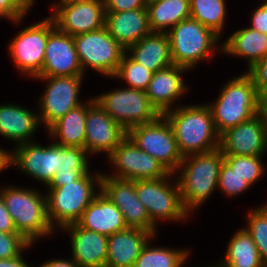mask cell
I'll list each match as a JSON object with an SVG mask.
<instances>
[{"label":"cell","mask_w":267,"mask_h":267,"mask_svg":"<svg viewBox=\"0 0 267 267\" xmlns=\"http://www.w3.org/2000/svg\"><path fill=\"white\" fill-rule=\"evenodd\" d=\"M49 17L22 29L10 42L9 51L16 67L32 78L41 73L48 36L55 30Z\"/></svg>","instance_id":"cell-11"},{"label":"cell","mask_w":267,"mask_h":267,"mask_svg":"<svg viewBox=\"0 0 267 267\" xmlns=\"http://www.w3.org/2000/svg\"><path fill=\"white\" fill-rule=\"evenodd\" d=\"M101 176V173L93 176L89 172L74 183L48 187L47 215L53 229L57 224L62 229L80 220L85 209L98 195L94 187L98 185L101 190Z\"/></svg>","instance_id":"cell-5"},{"label":"cell","mask_w":267,"mask_h":267,"mask_svg":"<svg viewBox=\"0 0 267 267\" xmlns=\"http://www.w3.org/2000/svg\"><path fill=\"white\" fill-rule=\"evenodd\" d=\"M154 237L142 229L127 228L108 237L106 267H133L143 247Z\"/></svg>","instance_id":"cell-24"},{"label":"cell","mask_w":267,"mask_h":267,"mask_svg":"<svg viewBox=\"0 0 267 267\" xmlns=\"http://www.w3.org/2000/svg\"><path fill=\"white\" fill-rule=\"evenodd\" d=\"M168 178L135 180L136 193L146 207L151 222L160 220L180 221L188 216L184 209L178 181L169 185Z\"/></svg>","instance_id":"cell-10"},{"label":"cell","mask_w":267,"mask_h":267,"mask_svg":"<svg viewBox=\"0 0 267 267\" xmlns=\"http://www.w3.org/2000/svg\"><path fill=\"white\" fill-rule=\"evenodd\" d=\"M73 40L83 73L89 66L113 78L126 51L108 33L105 26L99 30L75 35Z\"/></svg>","instance_id":"cell-9"},{"label":"cell","mask_w":267,"mask_h":267,"mask_svg":"<svg viewBox=\"0 0 267 267\" xmlns=\"http://www.w3.org/2000/svg\"><path fill=\"white\" fill-rule=\"evenodd\" d=\"M225 255L223 262L215 267H267L252 236L244 227L231 238Z\"/></svg>","instance_id":"cell-29"},{"label":"cell","mask_w":267,"mask_h":267,"mask_svg":"<svg viewBox=\"0 0 267 267\" xmlns=\"http://www.w3.org/2000/svg\"><path fill=\"white\" fill-rule=\"evenodd\" d=\"M207 105L219 135L262 111L255 85L247 73L227 82L215 103Z\"/></svg>","instance_id":"cell-3"},{"label":"cell","mask_w":267,"mask_h":267,"mask_svg":"<svg viewBox=\"0 0 267 267\" xmlns=\"http://www.w3.org/2000/svg\"><path fill=\"white\" fill-rule=\"evenodd\" d=\"M16 148L11 153V165H17L18 169L47 187L58 171V144L51 143L43 147L30 141Z\"/></svg>","instance_id":"cell-18"},{"label":"cell","mask_w":267,"mask_h":267,"mask_svg":"<svg viewBox=\"0 0 267 267\" xmlns=\"http://www.w3.org/2000/svg\"><path fill=\"white\" fill-rule=\"evenodd\" d=\"M247 74L252 78L261 99L267 93V56L248 69Z\"/></svg>","instance_id":"cell-40"},{"label":"cell","mask_w":267,"mask_h":267,"mask_svg":"<svg viewBox=\"0 0 267 267\" xmlns=\"http://www.w3.org/2000/svg\"><path fill=\"white\" fill-rule=\"evenodd\" d=\"M3 200L16 227L28 242L52 234L54 231L47 215V196L32 188L3 187Z\"/></svg>","instance_id":"cell-4"},{"label":"cell","mask_w":267,"mask_h":267,"mask_svg":"<svg viewBox=\"0 0 267 267\" xmlns=\"http://www.w3.org/2000/svg\"><path fill=\"white\" fill-rule=\"evenodd\" d=\"M156 1H160V0H147V2H156Z\"/></svg>","instance_id":"cell-50"},{"label":"cell","mask_w":267,"mask_h":267,"mask_svg":"<svg viewBox=\"0 0 267 267\" xmlns=\"http://www.w3.org/2000/svg\"><path fill=\"white\" fill-rule=\"evenodd\" d=\"M16 105H0V134L17 145L30 142L40 123L38 114Z\"/></svg>","instance_id":"cell-26"},{"label":"cell","mask_w":267,"mask_h":267,"mask_svg":"<svg viewBox=\"0 0 267 267\" xmlns=\"http://www.w3.org/2000/svg\"><path fill=\"white\" fill-rule=\"evenodd\" d=\"M100 191L118 207L128 228L142 229L155 236L156 226L137 196L135 181L115 179L102 174Z\"/></svg>","instance_id":"cell-15"},{"label":"cell","mask_w":267,"mask_h":267,"mask_svg":"<svg viewBox=\"0 0 267 267\" xmlns=\"http://www.w3.org/2000/svg\"><path fill=\"white\" fill-rule=\"evenodd\" d=\"M0 231L5 233H18L13 219L6 209L2 192H0Z\"/></svg>","instance_id":"cell-43"},{"label":"cell","mask_w":267,"mask_h":267,"mask_svg":"<svg viewBox=\"0 0 267 267\" xmlns=\"http://www.w3.org/2000/svg\"><path fill=\"white\" fill-rule=\"evenodd\" d=\"M0 267H29V265L24 261L21 253L17 257L0 259Z\"/></svg>","instance_id":"cell-44"},{"label":"cell","mask_w":267,"mask_h":267,"mask_svg":"<svg viewBox=\"0 0 267 267\" xmlns=\"http://www.w3.org/2000/svg\"><path fill=\"white\" fill-rule=\"evenodd\" d=\"M116 168L115 175L121 180L160 179L174 175L158 160L139 149L127 136L107 157Z\"/></svg>","instance_id":"cell-12"},{"label":"cell","mask_w":267,"mask_h":267,"mask_svg":"<svg viewBox=\"0 0 267 267\" xmlns=\"http://www.w3.org/2000/svg\"><path fill=\"white\" fill-rule=\"evenodd\" d=\"M224 156H259L267 149V113L261 111L251 119L227 129L220 135Z\"/></svg>","instance_id":"cell-14"},{"label":"cell","mask_w":267,"mask_h":267,"mask_svg":"<svg viewBox=\"0 0 267 267\" xmlns=\"http://www.w3.org/2000/svg\"><path fill=\"white\" fill-rule=\"evenodd\" d=\"M225 13V0H190V17L218 36L224 28Z\"/></svg>","instance_id":"cell-32"},{"label":"cell","mask_w":267,"mask_h":267,"mask_svg":"<svg viewBox=\"0 0 267 267\" xmlns=\"http://www.w3.org/2000/svg\"><path fill=\"white\" fill-rule=\"evenodd\" d=\"M84 76H55L35 77L47 80V87L40 99V124L44 122L45 128H49L69 110L82 103L78 99L80 86Z\"/></svg>","instance_id":"cell-13"},{"label":"cell","mask_w":267,"mask_h":267,"mask_svg":"<svg viewBox=\"0 0 267 267\" xmlns=\"http://www.w3.org/2000/svg\"><path fill=\"white\" fill-rule=\"evenodd\" d=\"M127 137V131L114 121L93 99L87 103L86 138L84 149L88 153H107Z\"/></svg>","instance_id":"cell-17"},{"label":"cell","mask_w":267,"mask_h":267,"mask_svg":"<svg viewBox=\"0 0 267 267\" xmlns=\"http://www.w3.org/2000/svg\"><path fill=\"white\" fill-rule=\"evenodd\" d=\"M220 48L224 54L247 58L250 69L267 56V35L247 27L234 32Z\"/></svg>","instance_id":"cell-27"},{"label":"cell","mask_w":267,"mask_h":267,"mask_svg":"<svg viewBox=\"0 0 267 267\" xmlns=\"http://www.w3.org/2000/svg\"><path fill=\"white\" fill-rule=\"evenodd\" d=\"M94 100L126 131L150 123L161 115L150 103L145 91L129 87L95 96Z\"/></svg>","instance_id":"cell-8"},{"label":"cell","mask_w":267,"mask_h":267,"mask_svg":"<svg viewBox=\"0 0 267 267\" xmlns=\"http://www.w3.org/2000/svg\"><path fill=\"white\" fill-rule=\"evenodd\" d=\"M11 167V153L0 149V172Z\"/></svg>","instance_id":"cell-46"},{"label":"cell","mask_w":267,"mask_h":267,"mask_svg":"<svg viewBox=\"0 0 267 267\" xmlns=\"http://www.w3.org/2000/svg\"><path fill=\"white\" fill-rule=\"evenodd\" d=\"M127 136L139 149L158 160L170 173L177 172L183 156L179 152L173 129L164 115L150 123L130 128Z\"/></svg>","instance_id":"cell-7"},{"label":"cell","mask_w":267,"mask_h":267,"mask_svg":"<svg viewBox=\"0 0 267 267\" xmlns=\"http://www.w3.org/2000/svg\"><path fill=\"white\" fill-rule=\"evenodd\" d=\"M251 15L250 28L267 35V2L259 5Z\"/></svg>","instance_id":"cell-42"},{"label":"cell","mask_w":267,"mask_h":267,"mask_svg":"<svg viewBox=\"0 0 267 267\" xmlns=\"http://www.w3.org/2000/svg\"><path fill=\"white\" fill-rule=\"evenodd\" d=\"M73 36L55 29L49 36L37 77L83 76Z\"/></svg>","instance_id":"cell-19"},{"label":"cell","mask_w":267,"mask_h":267,"mask_svg":"<svg viewBox=\"0 0 267 267\" xmlns=\"http://www.w3.org/2000/svg\"><path fill=\"white\" fill-rule=\"evenodd\" d=\"M34 0H0V17L19 24L31 8Z\"/></svg>","instance_id":"cell-39"},{"label":"cell","mask_w":267,"mask_h":267,"mask_svg":"<svg viewBox=\"0 0 267 267\" xmlns=\"http://www.w3.org/2000/svg\"><path fill=\"white\" fill-rule=\"evenodd\" d=\"M88 152L84 148L63 147L58 145V171L47 187H61L74 183L89 173Z\"/></svg>","instance_id":"cell-31"},{"label":"cell","mask_w":267,"mask_h":267,"mask_svg":"<svg viewBox=\"0 0 267 267\" xmlns=\"http://www.w3.org/2000/svg\"><path fill=\"white\" fill-rule=\"evenodd\" d=\"M147 0H104L106 12H124L147 8Z\"/></svg>","instance_id":"cell-41"},{"label":"cell","mask_w":267,"mask_h":267,"mask_svg":"<svg viewBox=\"0 0 267 267\" xmlns=\"http://www.w3.org/2000/svg\"><path fill=\"white\" fill-rule=\"evenodd\" d=\"M55 28L70 36L99 30L105 25L104 0L52 6Z\"/></svg>","instance_id":"cell-16"},{"label":"cell","mask_w":267,"mask_h":267,"mask_svg":"<svg viewBox=\"0 0 267 267\" xmlns=\"http://www.w3.org/2000/svg\"><path fill=\"white\" fill-rule=\"evenodd\" d=\"M147 9L152 32L167 33L169 26L171 29L180 21L190 18V0L148 2Z\"/></svg>","instance_id":"cell-30"},{"label":"cell","mask_w":267,"mask_h":267,"mask_svg":"<svg viewBox=\"0 0 267 267\" xmlns=\"http://www.w3.org/2000/svg\"><path fill=\"white\" fill-rule=\"evenodd\" d=\"M188 254L187 250L150 247L147 242L133 267H182Z\"/></svg>","instance_id":"cell-33"},{"label":"cell","mask_w":267,"mask_h":267,"mask_svg":"<svg viewBox=\"0 0 267 267\" xmlns=\"http://www.w3.org/2000/svg\"><path fill=\"white\" fill-rule=\"evenodd\" d=\"M128 52L134 61L154 73L173 64L166 33L152 32L129 47Z\"/></svg>","instance_id":"cell-25"},{"label":"cell","mask_w":267,"mask_h":267,"mask_svg":"<svg viewBox=\"0 0 267 267\" xmlns=\"http://www.w3.org/2000/svg\"><path fill=\"white\" fill-rule=\"evenodd\" d=\"M261 110L267 113V100H260Z\"/></svg>","instance_id":"cell-48"},{"label":"cell","mask_w":267,"mask_h":267,"mask_svg":"<svg viewBox=\"0 0 267 267\" xmlns=\"http://www.w3.org/2000/svg\"><path fill=\"white\" fill-rule=\"evenodd\" d=\"M30 245L20 233H5L0 231V259L19 256L22 250Z\"/></svg>","instance_id":"cell-38"},{"label":"cell","mask_w":267,"mask_h":267,"mask_svg":"<svg viewBox=\"0 0 267 267\" xmlns=\"http://www.w3.org/2000/svg\"><path fill=\"white\" fill-rule=\"evenodd\" d=\"M187 70L172 64L153 74L145 92L150 103L161 115L169 111L172 102L184 94L186 86L181 74Z\"/></svg>","instance_id":"cell-22"},{"label":"cell","mask_w":267,"mask_h":267,"mask_svg":"<svg viewBox=\"0 0 267 267\" xmlns=\"http://www.w3.org/2000/svg\"><path fill=\"white\" fill-rule=\"evenodd\" d=\"M245 228L256 244L261 260L267 266V209L264 206L249 212Z\"/></svg>","instance_id":"cell-35"},{"label":"cell","mask_w":267,"mask_h":267,"mask_svg":"<svg viewBox=\"0 0 267 267\" xmlns=\"http://www.w3.org/2000/svg\"><path fill=\"white\" fill-rule=\"evenodd\" d=\"M170 123L182 156L205 153L220 147L212 112L208 105L174 108L163 114Z\"/></svg>","instance_id":"cell-1"},{"label":"cell","mask_w":267,"mask_h":267,"mask_svg":"<svg viewBox=\"0 0 267 267\" xmlns=\"http://www.w3.org/2000/svg\"><path fill=\"white\" fill-rule=\"evenodd\" d=\"M153 74L154 72L134 61L125 52L113 77L126 80L130 86L129 88L146 91Z\"/></svg>","instance_id":"cell-34"},{"label":"cell","mask_w":267,"mask_h":267,"mask_svg":"<svg viewBox=\"0 0 267 267\" xmlns=\"http://www.w3.org/2000/svg\"><path fill=\"white\" fill-rule=\"evenodd\" d=\"M77 224L107 237L128 228L118 207L101 191H98Z\"/></svg>","instance_id":"cell-23"},{"label":"cell","mask_w":267,"mask_h":267,"mask_svg":"<svg viewBox=\"0 0 267 267\" xmlns=\"http://www.w3.org/2000/svg\"><path fill=\"white\" fill-rule=\"evenodd\" d=\"M87 104L84 103L69 110L63 117L53 123L47 130L54 143L63 147L84 148L86 138ZM59 138V140L57 139ZM58 141V142H57Z\"/></svg>","instance_id":"cell-28"},{"label":"cell","mask_w":267,"mask_h":267,"mask_svg":"<svg viewBox=\"0 0 267 267\" xmlns=\"http://www.w3.org/2000/svg\"><path fill=\"white\" fill-rule=\"evenodd\" d=\"M223 161L224 154L220 148L183 157L177 170H181V174L177 179L182 203L188 213L205 202L217 188Z\"/></svg>","instance_id":"cell-2"},{"label":"cell","mask_w":267,"mask_h":267,"mask_svg":"<svg viewBox=\"0 0 267 267\" xmlns=\"http://www.w3.org/2000/svg\"><path fill=\"white\" fill-rule=\"evenodd\" d=\"M217 187L225 192V195L227 194V196L232 197L248 190L251 185L237 172H235L234 169L230 168L225 161H223L219 171Z\"/></svg>","instance_id":"cell-37"},{"label":"cell","mask_w":267,"mask_h":267,"mask_svg":"<svg viewBox=\"0 0 267 267\" xmlns=\"http://www.w3.org/2000/svg\"><path fill=\"white\" fill-rule=\"evenodd\" d=\"M104 26L125 51L144 36L152 33L147 8L106 12Z\"/></svg>","instance_id":"cell-21"},{"label":"cell","mask_w":267,"mask_h":267,"mask_svg":"<svg viewBox=\"0 0 267 267\" xmlns=\"http://www.w3.org/2000/svg\"><path fill=\"white\" fill-rule=\"evenodd\" d=\"M259 156H224V161L251 186L263 176L264 166Z\"/></svg>","instance_id":"cell-36"},{"label":"cell","mask_w":267,"mask_h":267,"mask_svg":"<svg viewBox=\"0 0 267 267\" xmlns=\"http://www.w3.org/2000/svg\"><path fill=\"white\" fill-rule=\"evenodd\" d=\"M71 236L72 259L79 267H106L108 237L84 229L77 223L63 227Z\"/></svg>","instance_id":"cell-20"},{"label":"cell","mask_w":267,"mask_h":267,"mask_svg":"<svg viewBox=\"0 0 267 267\" xmlns=\"http://www.w3.org/2000/svg\"><path fill=\"white\" fill-rule=\"evenodd\" d=\"M166 34L173 64L188 70L200 60L212 58L213 48L219 41L217 34L191 17L168 28Z\"/></svg>","instance_id":"cell-6"},{"label":"cell","mask_w":267,"mask_h":267,"mask_svg":"<svg viewBox=\"0 0 267 267\" xmlns=\"http://www.w3.org/2000/svg\"><path fill=\"white\" fill-rule=\"evenodd\" d=\"M260 100H267V93Z\"/></svg>","instance_id":"cell-49"},{"label":"cell","mask_w":267,"mask_h":267,"mask_svg":"<svg viewBox=\"0 0 267 267\" xmlns=\"http://www.w3.org/2000/svg\"><path fill=\"white\" fill-rule=\"evenodd\" d=\"M93 0H60V4H53V6H58V5H65V4H70V3H81V2H89Z\"/></svg>","instance_id":"cell-47"},{"label":"cell","mask_w":267,"mask_h":267,"mask_svg":"<svg viewBox=\"0 0 267 267\" xmlns=\"http://www.w3.org/2000/svg\"><path fill=\"white\" fill-rule=\"evenodd\" d=\"M41 267H79L71 258V260L65 259H53L45 262Z\"/></svg>","instance_id":"cell-45"}]
</instances>
